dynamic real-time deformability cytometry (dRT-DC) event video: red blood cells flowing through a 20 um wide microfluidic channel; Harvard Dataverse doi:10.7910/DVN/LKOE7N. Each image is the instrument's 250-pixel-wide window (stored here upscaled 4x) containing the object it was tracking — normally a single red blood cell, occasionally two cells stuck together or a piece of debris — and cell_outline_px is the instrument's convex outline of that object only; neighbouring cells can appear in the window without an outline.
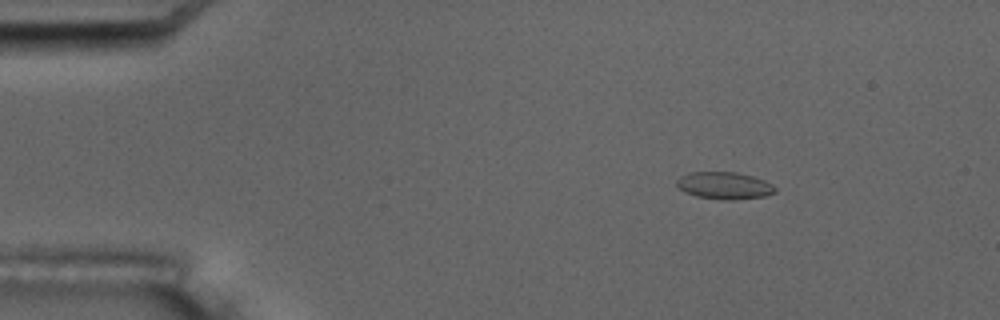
{"species": "common noctule bat (a hibernating species)", "species_latin": "Nyctalus noctula", "temperature_condition": "room temperature", "stored_images_in_passage": 5, "camera_frame_rate_fps": 3000, "um_per_image_px": 0.085, "animal": {"sex": "male", "body_mass_g": 17.5, "forearm_length_mm": 52.3}, "frame": {"image": 1, "passage_image": 3, "time_ms": 2.333, "image_size_px": [1000, 320], "cell_outline_px": [[776, 192], [764, 196], [732, 200], [724, 200], [696, 196], [684, 192], [676, 184], [676, 180], [680, 176], [688, 172], [736, 172], [752, 176], [764, 180], [772, 184], [776, 188]], "centroid_in_image_um": [61.55, 15.77], "position_along_channel_um": 23.4, "area_um2": 15.61}}